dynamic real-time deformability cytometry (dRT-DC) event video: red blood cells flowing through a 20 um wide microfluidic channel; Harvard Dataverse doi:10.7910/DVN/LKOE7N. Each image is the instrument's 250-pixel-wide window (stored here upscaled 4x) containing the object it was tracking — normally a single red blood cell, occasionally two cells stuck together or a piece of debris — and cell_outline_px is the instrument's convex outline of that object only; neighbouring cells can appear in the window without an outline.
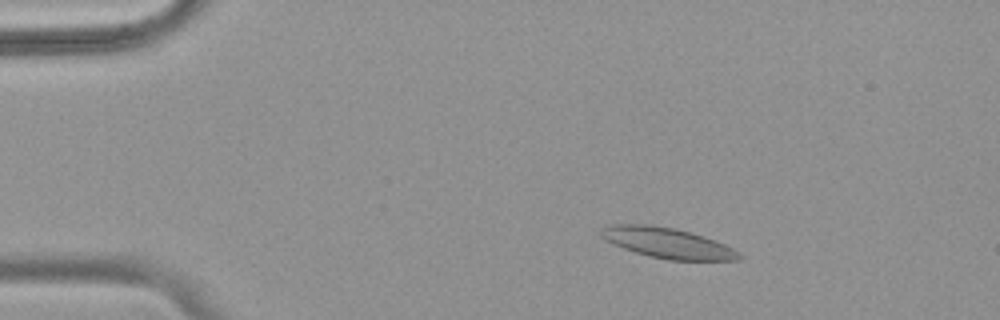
{"species": "common noctule bat (a hibernating species)", "species_latin": "Nyctalus noctula", "temperature_condition": "warm", "stored_images_in_passage": 55, "camera_frame_rate_fps": 3000, "um_per_image_px": 0.085, "animal": {"sex": "female", "body_mass_g": 18.4}, "frame": {"image": 1, "passage_image": 9, "time_ms": 2.667, "image_size_px": [1000, 320], "cell_outline_px": [[744, 256], [740, 260], [668, 260], [648, 256], [624, 248], [600, 236], [600, 232], [608, 224], [648, 224], [672, 228], [704, 236], [724, 244], [740, 252]], "centroid_in_image_um": [56.78, 20.66], "position_along_channel_um": 28.2, "area_um2": 24.22}}
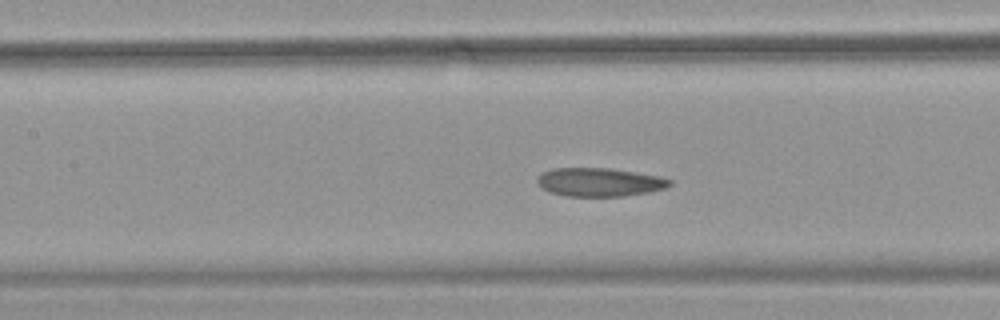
{"frame": {"image": 2, "passage_image": 25, "time_ms": 8.0, "image_size_px": [1000, 320], "cell_outline_px": [[672, 184], [664, 188], [648, 192], [624, 196], [568, 196], [552, 192], [544, 188], [536, 180], [536, 176], [540, 172], [552, 168], [612, 168], [660, 176], [672, 180]], "centroid_in_image_um": [50.96, 15.46], "position_along_channel_um": 156.4, "area_um2": 22.02}}
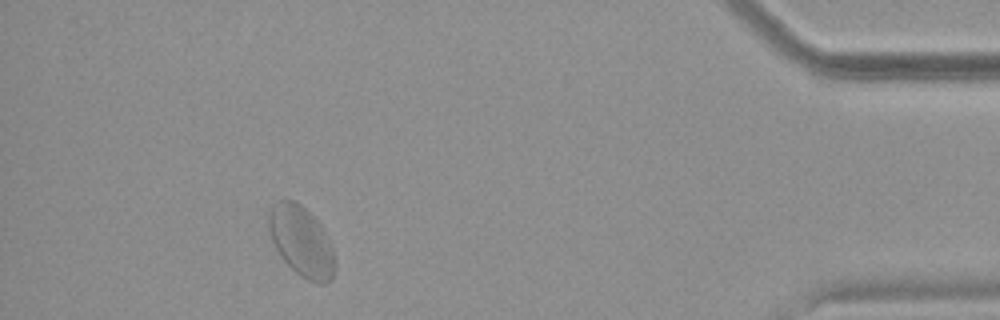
{"frame": {"image": 3, "passage_image": 50, "time_ms": 16.333, "image_size_px": [1000, 320], "cell_outline_px": [[336, 264], [332, 280], [324, 284], [320, 284], [308, 280], [300, 276], [280, 256], [272, 240], [268, 228], [268, 216], [272, 204], [280, 200], [292, 200], [300, 204], [324, 228], [332, 248]], "centroid_in_image_um": [25.63, 20.53], "position_along_channel_um": 409.6, "area_um2": 27.05}, "authors_computed_cell_mechanics": {"area_um2": 23.8136, "velocity_mm_per_s": 3.6664, "shape_relaxation_time_tau1_ms": null, "shape_relaxation_time_tau2_ms": 1.6779, "deformation_change_tau1": null, "deformation_change_tau2": 0.0626}}